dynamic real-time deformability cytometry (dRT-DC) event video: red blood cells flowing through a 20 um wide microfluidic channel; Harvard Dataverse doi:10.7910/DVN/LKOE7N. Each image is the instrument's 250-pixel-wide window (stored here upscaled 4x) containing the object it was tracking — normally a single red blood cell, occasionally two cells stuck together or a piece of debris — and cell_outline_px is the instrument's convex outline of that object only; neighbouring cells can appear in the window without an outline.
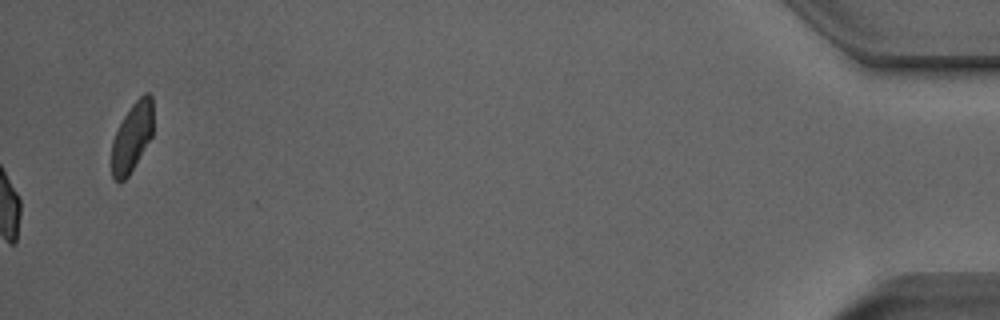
{"species": "Egyptian fruit bat (a non-hibernating species)", "species_latin": "Rousettus aegyptiacus", "temperature_condition": "room temperature", "stored_images_in_passage": 52, "camera_frame_rate_fps": 3000, "um_per_image_px": 0.085, "animal": {"sex": "male"}, "frame": {"image": 1, "passage_image": 52, "time_ms": 17.0, "image_size_px": [1000, 320], "cell_outline_px": [[152, 136], [128, 176], [120, 184], [112, 176], [112, 140], [124, 116], [132, 104], [144, 92], [148, 92], [152, 96]], "centroid_in_image_um": [11.22, 11.65], "position_along_channel_um": 424.0, "area_um2": 16.53}, "authors_computed_cell_mechanics": {"area_um2": 18.4382, "velocity_mm_per_s": 3.9548, "shape_relaxation_time_tau1_ms": 5.4604, "shape_relaxation_time_tau2_ms": 1.6366, "deformation_change_tau1": 0.142, "deformation_change_tau2": 0.0669}}